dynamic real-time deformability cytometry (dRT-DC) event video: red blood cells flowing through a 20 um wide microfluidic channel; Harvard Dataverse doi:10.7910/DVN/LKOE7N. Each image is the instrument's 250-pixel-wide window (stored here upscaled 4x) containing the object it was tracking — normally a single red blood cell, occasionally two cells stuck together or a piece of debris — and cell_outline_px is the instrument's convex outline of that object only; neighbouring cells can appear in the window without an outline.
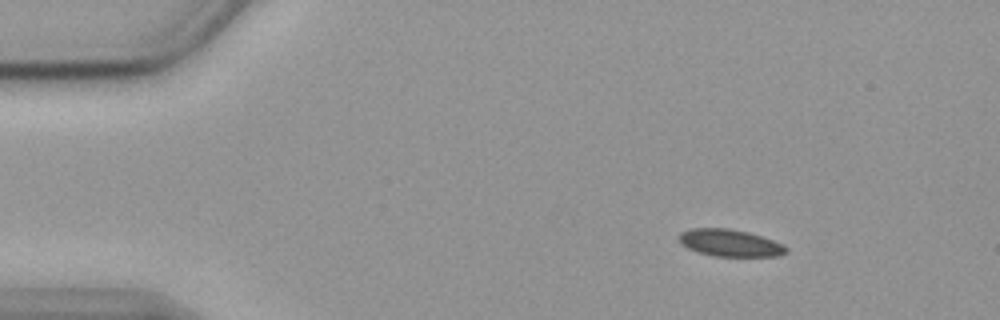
{"species": "common noctule bat (a hibernating species)", "species_latin": "Nyctalus noctula", "temperature_condition": "cold", "stored_images_in_passage": 49, "camera_frame_rate_fps": 3000, "um_per_image_px": 0.085, "animal": {"sex": "female", "body_mass_g": 19.9}, "frame": {"image": 1, "passage_image": 1, "time_ms": 0.0, "image_size_px": [1000, 320], "cell_outline_px": [[788, 252], [780, 256], [712, 256], [688, 248], [680, 244], [680, 232], [692, 228], [728, 228], [748, 232], [784, 244], [788, 248]], "centroid_in_image_um": [62.07, 20.65], "position_along_channel_um": 22.9, "area_um2": 16.88}}
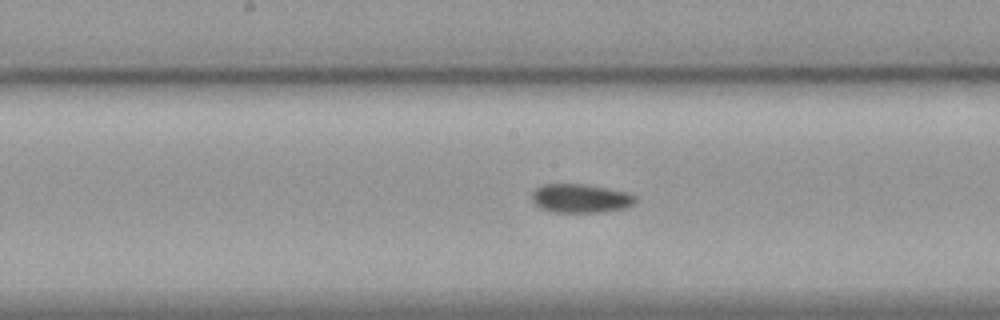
{"frame": {"image": 2, "passage_image": 22, "time_ms": 7.0, "image_size_px": [1000, 320], "cell_outline_px": [[636, 200], [632, 204], [624, 208], [604, 212], [552, 212], [540, 208], [532, 200], [532, 192], [540, 184], [584, 184], [628, 192], [636, 196]], "centroid_in_image_um": [49.33, 16.86], "position_along_channel_um": 198.9, "area_um2": 17.4}}
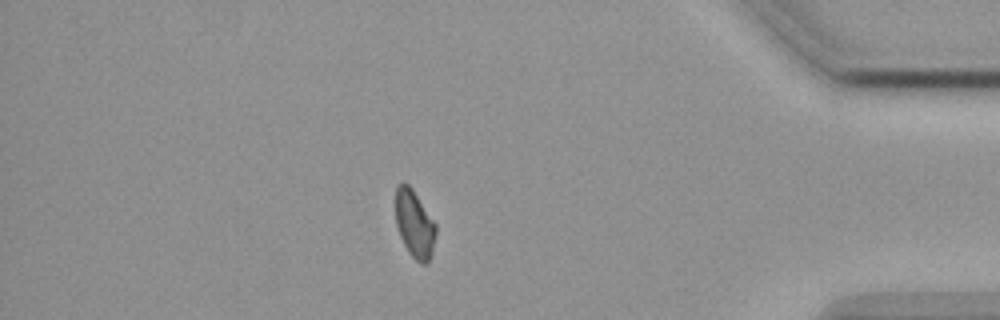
{"frame": {"image": 3, "passage_image": 42, "time_ms": 13.667, "image_size_px": [1000, 320], "cell_outline_px": [[436, 232], [432, 252], [428, 264], [420, 264], [408, 252], [400, 236], [396, 224], [396, 184], [404, 180], [412, 188], [436, 224]], "centroid_in_image_um": [35.23, 19.02], "position_along_channel_um": 400.0, "area_um2": 15.95}}